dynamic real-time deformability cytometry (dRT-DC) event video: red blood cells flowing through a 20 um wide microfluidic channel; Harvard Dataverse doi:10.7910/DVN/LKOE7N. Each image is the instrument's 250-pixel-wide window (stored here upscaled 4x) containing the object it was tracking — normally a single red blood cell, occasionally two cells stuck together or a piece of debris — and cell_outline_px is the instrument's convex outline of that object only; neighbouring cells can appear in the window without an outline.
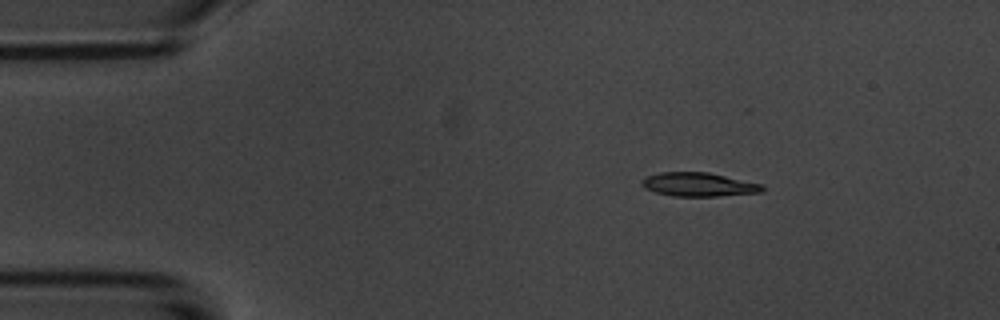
{"species": "common noctule bat (a hibernating species)", "species_latin": "Nyctalus noctula", "temperature_condition": "room temperature", "stored_images_in_passage": 3, "camera_frame_rate_fps": 3000, "um_per_image_px": 0.085, "animal": {"sex": "male", "body_mass_g": 20.1, "forearm_length_mm": 53.5}, "frame": {"image": 1, "passage_image": 1, "time_ms": 0.0, "image_size_px": [1000, 320], "cell_outline_px": [[764, 192], [716, 196], [672, 196], [656, 192], [644, 188], [640, 184], [640, 180], [644, 176], [660, 172], [708, 172], [764, 184]], "centroid_in_image_um": [59.37, 15.67], "position_along_channel_um": 25.6, "area_um2": 16.94}}